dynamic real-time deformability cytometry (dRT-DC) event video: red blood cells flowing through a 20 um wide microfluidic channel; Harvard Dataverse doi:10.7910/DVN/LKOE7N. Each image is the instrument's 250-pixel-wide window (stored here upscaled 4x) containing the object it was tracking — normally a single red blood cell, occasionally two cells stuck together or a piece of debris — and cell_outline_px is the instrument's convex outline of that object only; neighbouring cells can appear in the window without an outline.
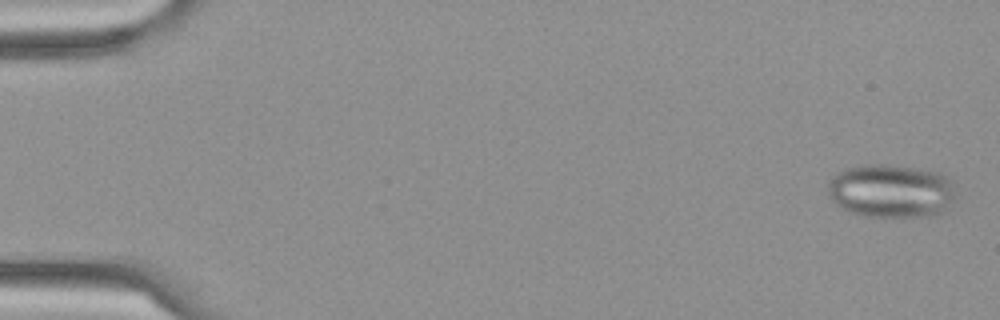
{"species": "Egyptian fruit bat (a non-hibernating species)", "species_latin": "Rousettus aegyptiacus", "temperature_condition": "cold", "stored_images_in_passage": 6, "camera_frame_rate_fps": 3000, "um_per_image_px": 0.085, "frame": {"image": 1, "passage_image": 1, "time_ms": 0.0, "image_size_px": [1000, 320], "cell_outline_px": [[956, 184], [952, 200], [936, 216], [860, 216], [840, 208], [828, 192], [828, 184], [840, 172], [848, 168], [868, 164], [888, 164], [940, 172], [952, 180]], "centroid_in_image_um": [75.77, 16.23], "position_along_channel_um": 9.2, "area_um2": 39.59}}